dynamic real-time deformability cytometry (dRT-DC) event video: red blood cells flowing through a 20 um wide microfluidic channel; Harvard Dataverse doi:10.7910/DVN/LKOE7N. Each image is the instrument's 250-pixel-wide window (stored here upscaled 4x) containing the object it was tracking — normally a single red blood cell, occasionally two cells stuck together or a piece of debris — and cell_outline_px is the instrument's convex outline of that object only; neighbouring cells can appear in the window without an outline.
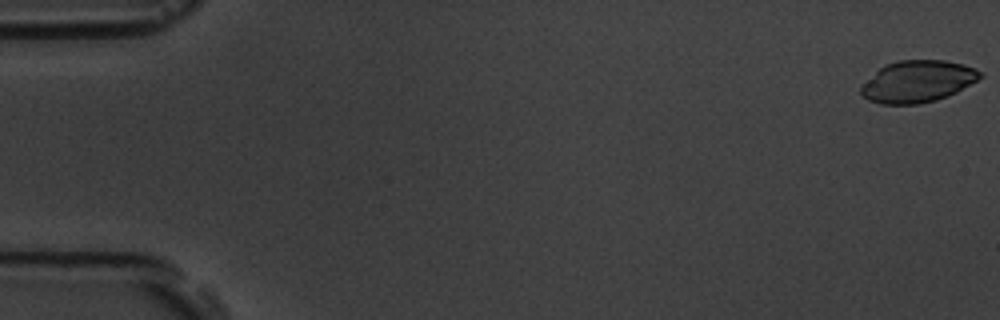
{"species": "common noctule bat (a hibernating species)", "species_latin": "Nyctalus noctula", "temperature_condition": "room temperature", "stored_images_in_passage": 46, "camera_frame_rate_fps": 3000, "um_per_image_px": 0.085, "animal": {"sex": "male", "body_mass_g": 19.5, "forearm_length_mm": 54.6}, "frame": {"image": 1, "passage_image": 1, "time_ms": 0.0, "image_size_px": [1000, 320], "cell_outline_px": [[984, 76], [956, 92], [936, 100], [920, 104], [880, 104], [868, 100], [860, 92], [860, 84], [884, 64], [900, 60], [944, 60], [964, 64], [976, 68], [984, 72]], "centroid_in_image_um": [77.99, 6.91], "position_along_channel_um": 7.0, "area_um2": 29.3}}